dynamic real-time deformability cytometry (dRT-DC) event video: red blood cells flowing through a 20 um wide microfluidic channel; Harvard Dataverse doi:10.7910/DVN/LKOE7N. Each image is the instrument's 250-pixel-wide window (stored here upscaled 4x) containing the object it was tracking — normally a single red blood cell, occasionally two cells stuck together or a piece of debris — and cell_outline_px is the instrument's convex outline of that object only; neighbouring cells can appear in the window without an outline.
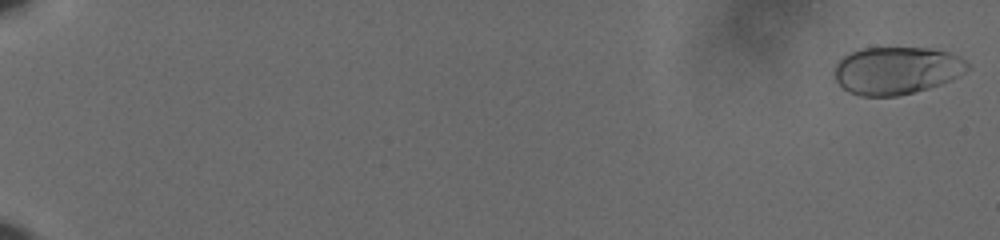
{"species": "human", "species_latin": "Homo sapiens", "temperature_condition": "cold", "stored_images_in_passage": 60, "camera_frame_rate_fps": 3000, "um_per_image_px": 0.085, "donor": {"sex": "male"}, "frame": {"image": 1, "passage_image": 1, "time_ms": 0.0, "image_size_px": [1000, 240], "cell_outline_px": [[972, 68], [960, 76], [952, 80], [928, 88], [896, 96], [860, 96], [848, 92], [836, 80], [832, 72], [836, 64], [844, 56], [860, 48], [928, 48], [948, 52], [960, 56]], "centroid_in_image_um": [76.22, 5.99], "position_along_channel_um": 8.8, "area_um2": 37.05}}
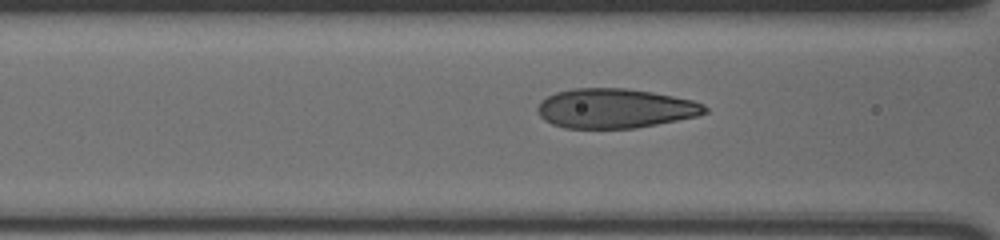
{"frame": {"image": 2, "passage_image": 28, "time_ms": 9.0, "image_size_px": [1000, 240], "cell_outline_px": [[708, 112], [696, 116], [656, 124], [632, 128], [564, 128], [552, 124], [544, 120], [540, 116], [536, 108], [540, 100], [556, 92], [572, 88], [624, 88], [652, 92], [692, 100], [704, 104], [708, 108]], "centroid_in_image_um": [52.24, 9.21], "position_along_channel_um": 114.4, "area_um2": 38.49}}
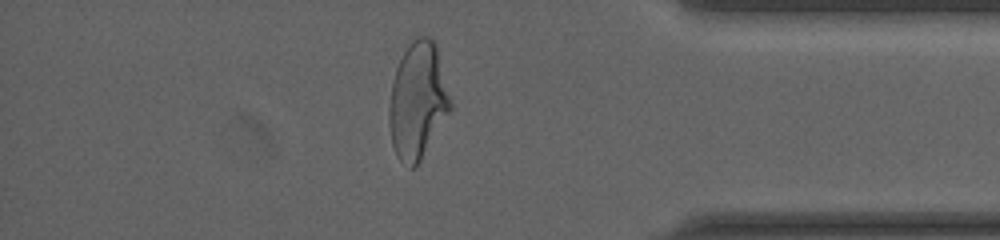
{"frame": {"image": 3, "passage_image": 53, "time_ms": 17.333, "image_size_px": [1000, 240], "cell_outline_px": [[452, 108], [416, 168], [408, 168], [396, 156], [392, 144], [388, 124], [388, 108], [392, 80], [396, 68], [404, 52], [412, 40], [416, 36], [428, 36], [436, 44], [452, 104]], "centroid_in_image_um": [35.49, 8.59], "position_along_channel_um": 399.7, "area_um2": 41.79}, "authors_computed_cell_mechanics": {"area_um2": 38.1191, "velocity_mm_per_s": 3.6284, "shape_relaxation_time_tau1_ms": 4.062, "shape_relaxation_time_tau2_ms": null, "deformation_change_tau1": 0.1701, "deformation_change_tau2": null}}